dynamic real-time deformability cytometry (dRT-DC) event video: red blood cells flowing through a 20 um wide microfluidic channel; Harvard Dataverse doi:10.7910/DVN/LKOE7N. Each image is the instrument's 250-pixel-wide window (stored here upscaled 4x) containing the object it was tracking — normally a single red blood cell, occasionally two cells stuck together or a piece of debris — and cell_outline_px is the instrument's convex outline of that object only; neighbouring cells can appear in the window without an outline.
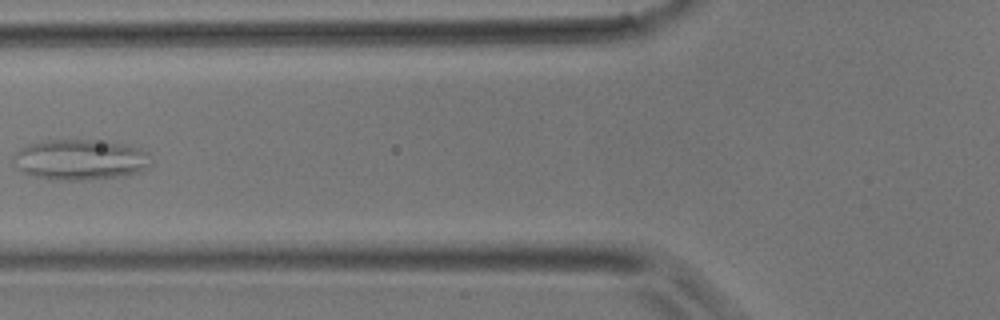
{"species": "common noctule bat (a hibernating species)", "species_latin": "Nyctalus noctula", "temperature_condition": "room temperature", "stored_images_in_passage": 6, "camera_frame_rate_fps": 3000, "um_per_image_px": 0.085, "animal": {"sex": "male", "body_mass_g": 17.9}, "frame": {"image": 1, "passage_image": 6, "time_ms": 1.667, "image_size_px": [1000, 320], "cell_outline_px": [[152, 164], [148, 168], [140, 172], [124, 176], [88, 180], [52, 180], [28, 176], [20, 172], [12, 164], [12, 152], [28, 144], [44, 140], [92, 140], [120, 144], [136, 148], [148, 152]], "centroid_in_image_um": [6.73, 13.6], "position_along_channel_um": 119.1, "area_um2": 33.23}}